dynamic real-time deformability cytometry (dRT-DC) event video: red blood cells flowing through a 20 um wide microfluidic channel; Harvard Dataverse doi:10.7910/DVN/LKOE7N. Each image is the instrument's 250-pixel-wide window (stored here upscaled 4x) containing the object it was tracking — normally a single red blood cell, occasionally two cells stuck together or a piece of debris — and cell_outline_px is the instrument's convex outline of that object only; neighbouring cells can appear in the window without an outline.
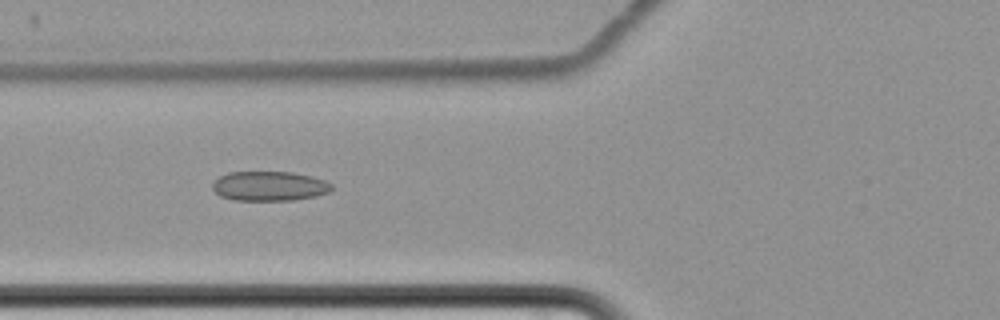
{"species": "common noctule bat (a hibernating species)", "species_latin": "Nyctalus noctula", "temperature_condition": "cold", "stored_images_in_passage": 12, "camera_frame_rate_fps": 3000, "um_per_image_px": 0.085, "animal": {"sex": "female", "body_mass_g": 22.7, "forearm_length_mm": 54.2}, "frame": {"image": 1, "passage_image": 7, "time_ms": 8.0, "image_size_px": [1000, 320], "cell_outline_px": [[332, 188], [328, 192], [316, 196], [292, 200], [232, 200], [220, 196], [212, 188], [212, 184], [220, 176], [228, 172], [292, 172], [312, 176], [324, 180], [332, 184]], "centroid_in_image_um": [22.89, 15.81], "position_along_channel_um": 102.9, "area_um2": 20.52}}
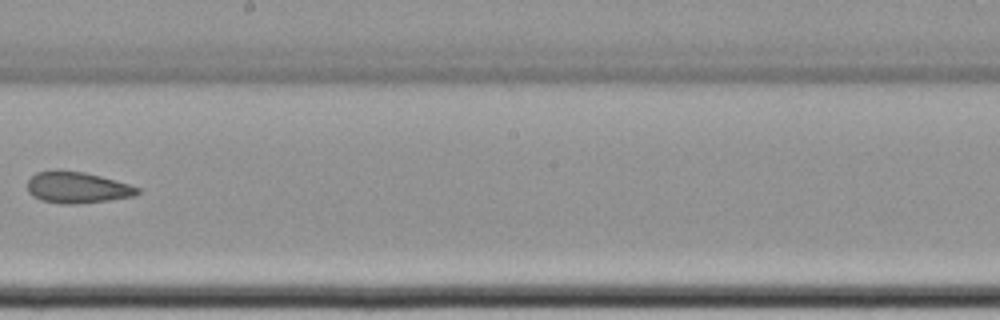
{"frame": {"image": 2, "passage_image": 10, "time_ms": 12.0, "image_size_px": [1000, 320], "cell_outline_px": [[140, 192], [132, 196], [108, 200], [76, 204], [60, 204], [40, 200], [32, 196], [28, 192], [28, 180], [36, 172], [56, 168], [84, 172], [100, 176], [128, 184], [140, 188]], "centroid_in_image_um": [6.5, 15.92], "position_along_channel_um": 241.7, "area_um2": 20.29}}
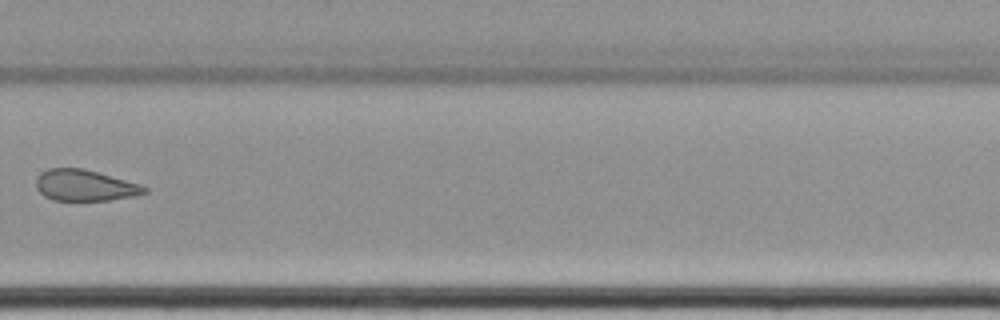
{"frame": {"image": 3, "passage_image": 12, "time_ms": 14.333, "image_size_px": [1000, 320], "cell_outline_px": [[148, 192], [136, 196], [108, 200], [52, 200], [44, 196], [36, 188], [36, 180], [40, 172], [48, 168], [84, 168], [140, 184], [148, 188]], "centroid_in_image_um": [7.21, 15.75], "position_along_channel_um": 322.6, "area_um2": 19.77}}